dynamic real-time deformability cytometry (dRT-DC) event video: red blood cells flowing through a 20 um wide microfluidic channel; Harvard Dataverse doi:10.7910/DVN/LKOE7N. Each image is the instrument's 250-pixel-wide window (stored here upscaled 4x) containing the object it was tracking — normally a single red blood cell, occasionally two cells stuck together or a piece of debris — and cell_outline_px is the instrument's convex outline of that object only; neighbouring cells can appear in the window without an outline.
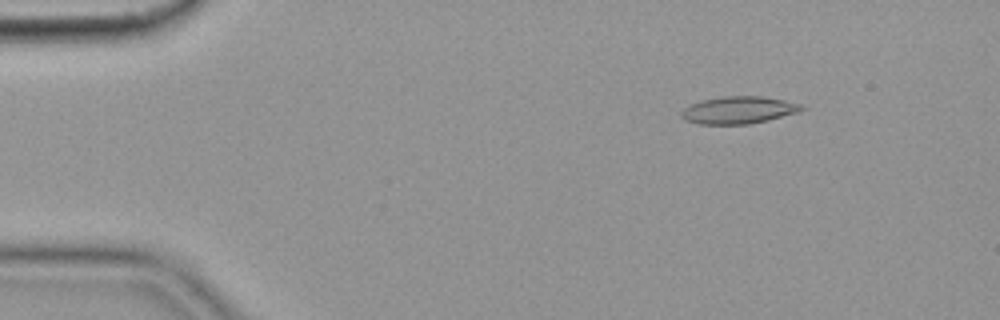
{"species": "common noctule bat (a hibernating species)", "species_latin": "Nyctalus noctula", "temperature_condition": "cold", "stored_images_in_passage": 56, "camera_frame_rate_fps": 3000, "um_per_image_px": 0.085, "animal": {"sex": "female", "body_mass_g": 19.9}, "frame": {"image": 1, "passage_image": 7, "time_ms": 2.0, "image_size_px": [1000, 320], "cell_outline_px": [[808, 108], [796, 112], [768, 120], [748, 124], [696, 124], [684, 120], [680, 116], [680, 112], [684, 108], [692, 104], [704, 100], [720, 96], [760, 96], [784, 100], [800, 104]], "centroid_in_image_um": [62.75, 9.36], "position_along_channel_um": 22.3, "area_um2": 19.07}}
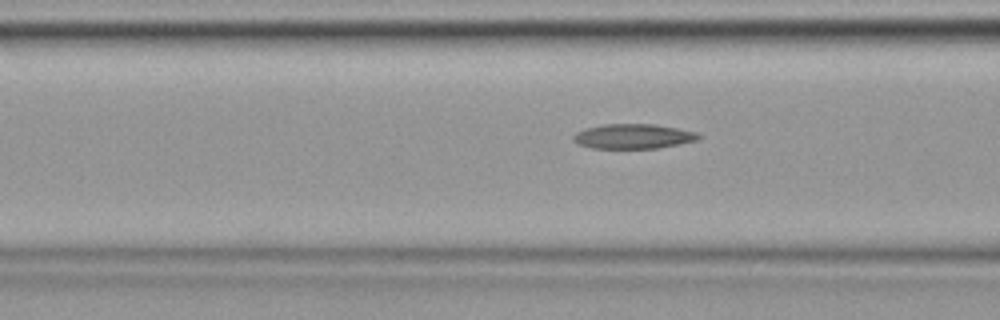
{"frame": {"image": 2, "passage_image": 21, "time_ms": 6.667, "image_size_px": [1000, 320], "cell_outline_px": [[700, 136], [696, 140], [656, 148], [592, 148], [580, 144], [572, 140], [572, 136], [576, 132], [584, 128], [604, 124], [656, 124], [696, 132]], "centroid_in_image_um": [53.76, 11.58], "position_along_channel_um": 112.8, "area_um2": 17.86}}
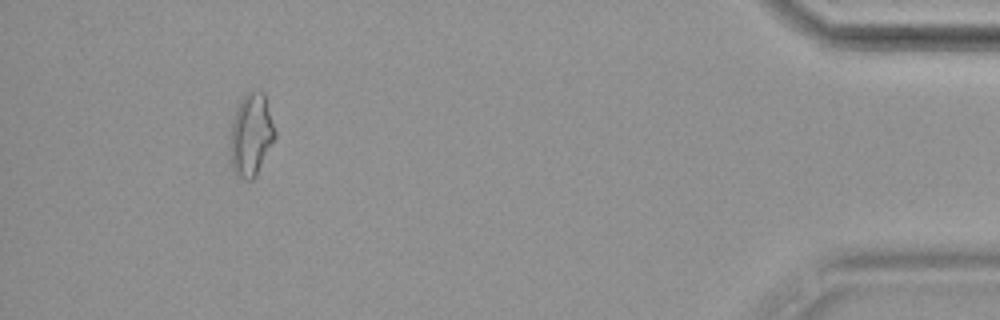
{"frame": {"image": 3, "passage_image": 51, "time_ms": 16.667, "image_size_px": [1000, 320], "cell_outline_px": [[276, 136], [256, 176], [252, 180], [248, 180], [236, 176], [232, 168], [228, 144], [232, 124], [236, 108], [240, 100], [248, 92], [256, 88], [260, 88], [264, 92], [276, 128]], "centroid_in_image_um": [21.34, 11.43], "position_along_channel_um": 413.9, "area_um2": 22.14}, "authors_computed_cell_mechanics": {"area_um2": 18.4093, "velocity_mm_per_s": 3.6228, "shape_relaxation_time_tau1_ms": null, "shape_relaxation_time_tau2_ms": 7.7456, "deformation_change_tau1": null, "deformation_change_tau2": 0.1961}}